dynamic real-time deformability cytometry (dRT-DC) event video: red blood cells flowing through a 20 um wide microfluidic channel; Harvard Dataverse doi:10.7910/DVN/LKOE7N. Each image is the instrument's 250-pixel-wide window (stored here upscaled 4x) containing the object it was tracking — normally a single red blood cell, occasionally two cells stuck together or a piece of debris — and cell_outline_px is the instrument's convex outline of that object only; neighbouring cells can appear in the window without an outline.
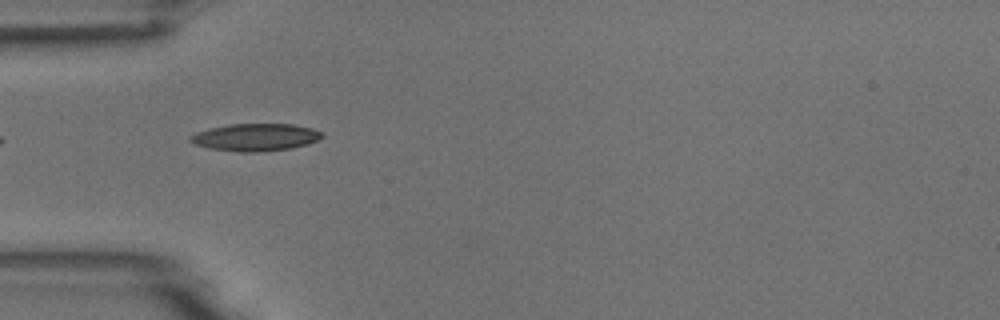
{"species": "common noctule bat (a hibernating species)", "species_latin": "Nyctalus noctula", "temperature_condition": "room temperature", "stored_images_in_passage": 6, "camera_frame_rate_fps": 3000, "um_per_image_px": 0.085, "animal": {"sex": "male", "body_mass_g": 18.8}, "frame": {"image": 1, "passage_image": 5, "time_ms": 1.333, "image_size_px": [1000, 320], "cell_outline_px": [[324, 136], [308, 144], [292, 148], [256, 152], [240, 152], [208, 148], [196, 144], [188, 140], [188, 136], [196, 132], [208, 128], [228, 124], [292, 124], [312, 128], [324, 132]], "centroid_in_image_um": [21.7, 11.66], "position_along_channel_um": 63.3, "area_um2": 21.15}}